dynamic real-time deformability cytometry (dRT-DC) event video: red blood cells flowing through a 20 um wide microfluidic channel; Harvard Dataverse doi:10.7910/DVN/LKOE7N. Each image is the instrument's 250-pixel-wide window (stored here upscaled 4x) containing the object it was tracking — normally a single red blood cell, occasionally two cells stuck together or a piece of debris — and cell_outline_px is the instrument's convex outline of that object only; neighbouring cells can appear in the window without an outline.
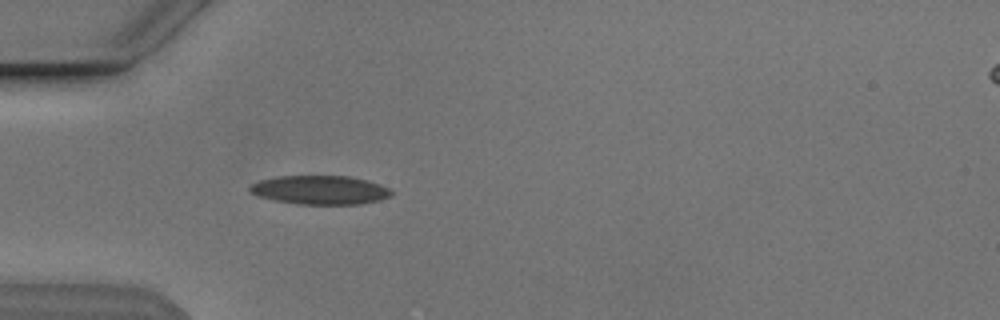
{"species": "Egyptian fruit bat (a non-hibernating species)", "species_latin": "Rousettus aegyptiacus", "temperature_condition": "cold", "stored_images_in_passage": 16, "camera_frame_rate_fps": 3000, "um_per_image_px": 0.085, "animal": {"sex": "male"}, "frame": {"image": 1, "passage_image": 1, "time_ms": 0.0, "image_size_px": [1000, 320], "cell_outline_px": [[392, 196], [380, 200], [360, 204], [296, 204], [256, 196], [248, 192], [248, 188], [252, 184], [260, 180], [280, 176], [348, 176], [368, 180], [380, 184], [388, 188], [392, 192]], "centroid_in_image_um": [27.2, 16.15], "position_along_channel_um": 57.8, "area_um2": 23.87}}
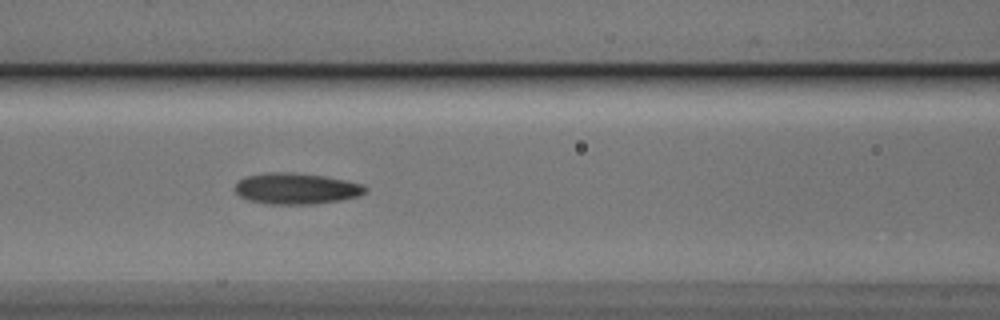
{"frame": {"image": 2, "passage_image": 8, "time_ms": 2.333, "image_size_px": [1000, 320], "cell_outline_px": [[368, 192], [360, 196], [340, 200], [316, 204], [268, 204], [248, 200], [240, 196], [236, 192], [236, 184], [244, 176], [264, 172], [296, 172], [324, 176], [364, 184], [368, 188]], "centroid_in_image_um": [25.21, 16.02], "position_along_channel_um": 141.4, "area_um2": 23.93}}
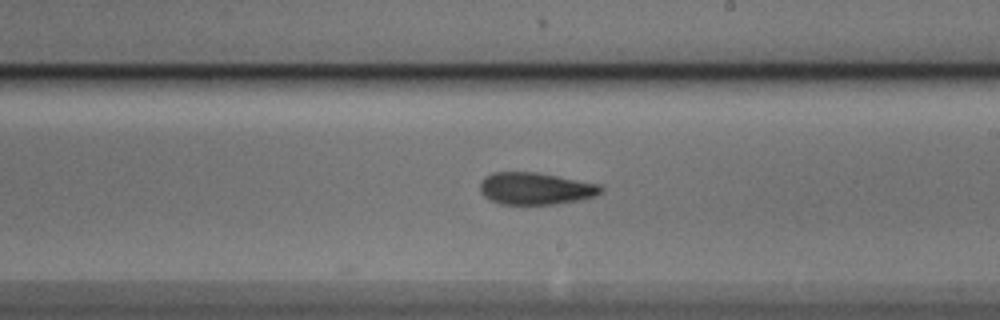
{"frame": {"image": 3, "passage_image": 16, "time_ms": 5.0, "image_size_px": [1000, 320], "cell_outline_px": [[604, 188], [596, 196], [580, 200], [556, 204], [500, 204], [484, 196], [480, 192], [480, 180], [484, 176], [492, 172], [536, 172], [600, 184]], "centroid_in_image_um": [45.51, 16.02], "position_along_channel_um": 243.5, "area_um2": 22.72}}